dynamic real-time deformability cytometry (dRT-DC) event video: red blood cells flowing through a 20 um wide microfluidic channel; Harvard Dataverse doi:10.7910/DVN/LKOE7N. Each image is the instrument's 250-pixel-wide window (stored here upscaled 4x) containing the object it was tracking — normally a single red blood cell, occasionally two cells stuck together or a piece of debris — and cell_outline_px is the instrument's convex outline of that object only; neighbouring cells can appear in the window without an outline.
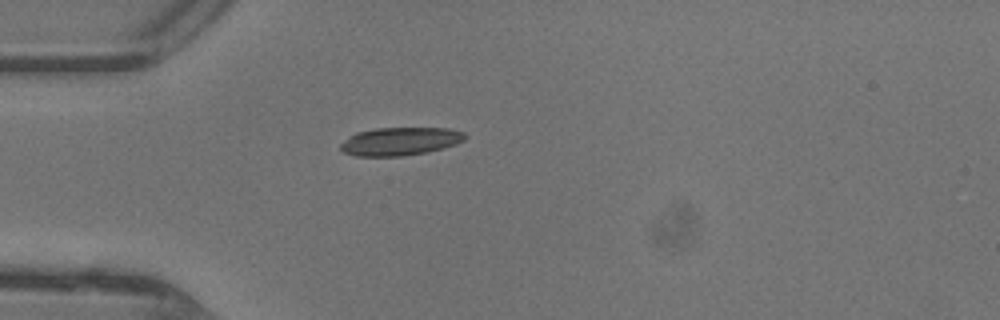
{"species": "common noctule bat (a hibernating species)", "species_latin": "Nyctalus noctula", "temperature_condition": "warm", "stored_images_in_passage": 34, "camera_frame_rate_fps": 3000, "um_per_image_px": 0.085, "animal": {"sex": "female"}, "frame": {"image": 1, "passage_image": 1, "time_ms": 0.0, "image_size_px": [1000, 320], "cell_outline_px": [[464, 140], [456, 144], [428, 152], [404, 156], [356, 156], [344, 152], [340, 148], [340, 144], [344, 140], [356, 132], [376, 128], [448, 128], [464, 132]], "centroid_in_image_um": [33.99, 12.01], "position_along_channel_um": 51.0, "area_um2": 20.35}}
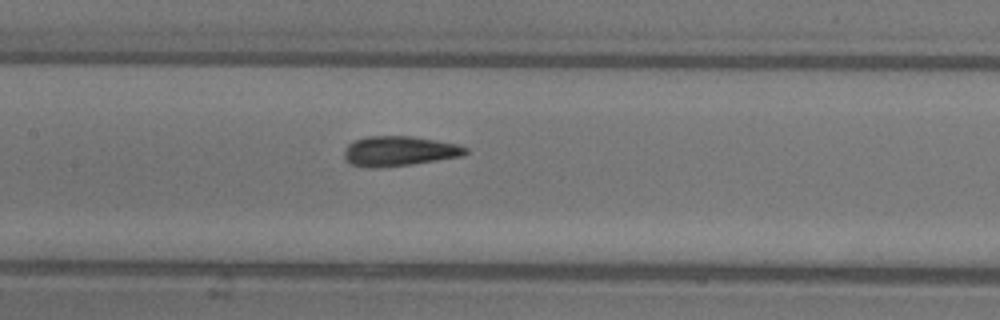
{"frame": {"image": 2, "passage_image": 10, "time_ms": 3.0, "image_size_px": [1000, 320], "cell_outline_px": [[468, 152], [464, 156], [412, 164], [376, 168], [368, 168], [352, 164], [344, 160], [344, 148], [352, 140], [368, 136], [412, 136], [460, 144], [468, 148]], "centroid_in_image_um": [33.93, 12.84], "position_along_channel_um": 173.5, "area_um2": 21.5}}
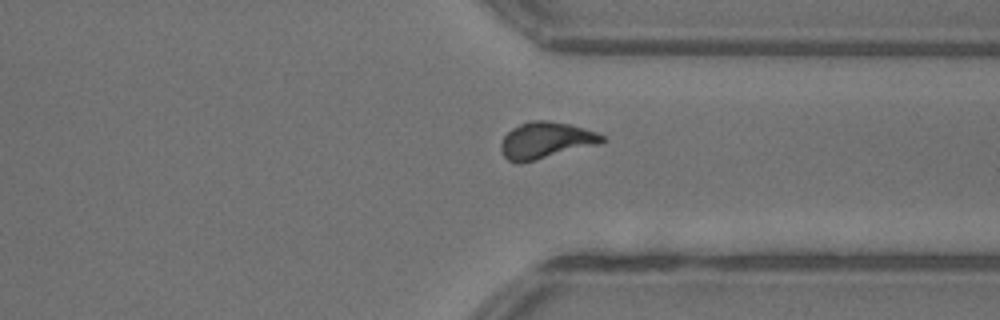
{"frame": {"image": 3, "passage_image": 23, "time_ms": 7.333, "image_size_px": [1000, 320], "cell_outline_px": [[604, 140], [600, 144], [520, 164], [508, 160], [504, 156], [500, 148], [500, 144], [504, 136], [512, 128], [528, 120], [548, 120], [568, 124], [584, 128], [596, 132], [604, 136]], "centroid_in_image_um": [46.37, 11.93], "position_along_channel_um": 365.0, "area_um2": 21.56}, "authors_computed_cell_mechanics": {"area_um2": 20.8658, "velocity_mm_per_s": 4.4295, "shape_relaxation_time_tau1_ms": 5.7812, "shape_relaxation_time_tau2_ms": 0.5768, "deformation_change_tau1": 0.2249, "deformation_change_tau2": 0.0851}}